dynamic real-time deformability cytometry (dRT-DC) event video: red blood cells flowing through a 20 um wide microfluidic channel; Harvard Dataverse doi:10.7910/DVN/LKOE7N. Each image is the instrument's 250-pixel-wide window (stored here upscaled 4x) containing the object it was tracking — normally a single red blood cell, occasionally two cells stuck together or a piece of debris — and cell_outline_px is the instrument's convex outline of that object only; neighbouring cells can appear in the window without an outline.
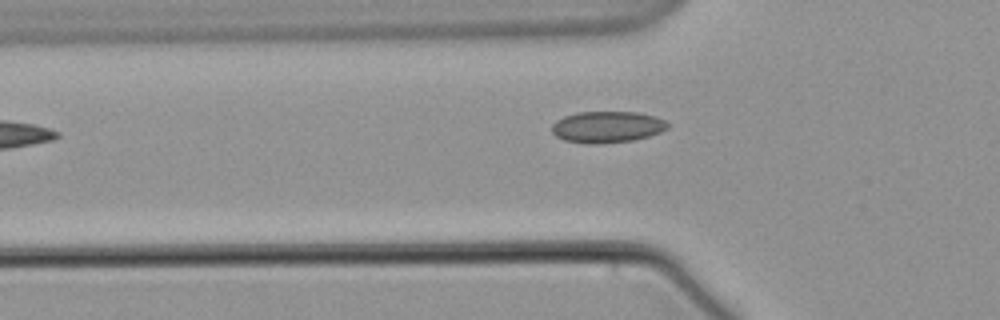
{"species": "common noctule bat (a hibernating species)", "species_latin": "Nyctalus noctula", "temperature_condition": "warm", "stored_images_in_passage": 6, "camera_frame_rate_fps": 3000, "um_per_image_px": 0.085, "animal": {"sex": "male", "body_mass_g": 21.5, "forearm_length_mm": 52.0}, "frame": {"image": 1, "passage_image": 6, "time_ms": 6.333, "image_size_px": [1000, 320], "cell_outline_px": [[668, 128], [660, 132], [648, 136], [632, 140], [596, 144], [584, 144], [564, 140], [556, 136], [552, 132], [552, 124], [556, 120], [564, 116], [576, 112], [636, 112], [656, 116], [664, 120], [668, 124]], "centroid_in_image_um": [51.58, 10.79], "position_along_channel_um": 74.2, "area_um2": 21.27}}